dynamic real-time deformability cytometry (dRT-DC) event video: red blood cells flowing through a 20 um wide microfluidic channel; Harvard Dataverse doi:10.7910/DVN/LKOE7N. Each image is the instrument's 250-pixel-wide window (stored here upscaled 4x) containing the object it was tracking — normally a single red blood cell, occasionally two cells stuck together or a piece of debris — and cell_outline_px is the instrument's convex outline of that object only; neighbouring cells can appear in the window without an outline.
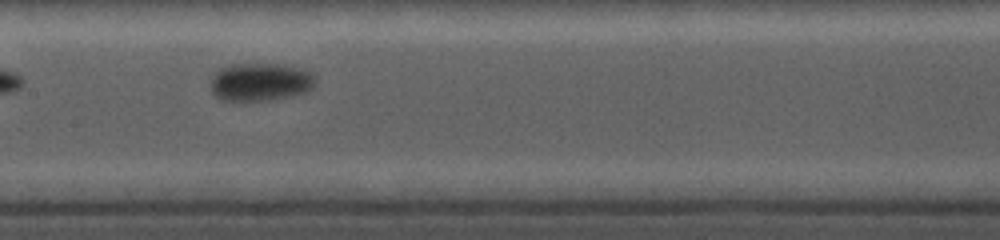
{"species": "common noctule bat (a hibernating species)", "species_latin": "Nyctalus noctula", "temperature_condition": "cold", "stored_images_in_passage": 25, "camera_frame_rate_fps": 5000, "um_per_image_px": 0.085, "animal": {"sex": "female", "body_mass_g": 19.0, "forearm_length_mm": 56.7}, "frame": {"image": 1, "passage_image": 15, "time_ms": 6.8, "image_size_px": [1000, 240], "cell_outline_px": [[316, 84], [312, 88], [304, 92], [292, 96], [272, 100], [224, 100], [216, 96], [212, 92], [212, 76], [220, 68], [232, 64], [284, 64], [300, 68], [308, 72], [316, 80]], "centroid_in_image_um": [22.14, 6.96], "position_along_channel_um": 185.3, "area_um2": 23.06}}
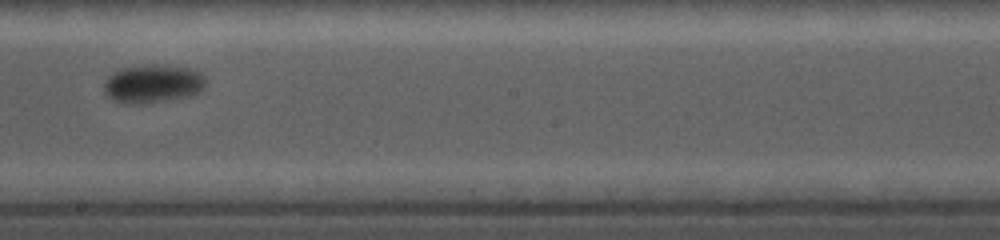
{"frame": {"image": 2, "passage_image": 18, "time_ms": 8.2, "image_size_px": [1000, 240], "cell_outline_px": [[204, 88], [200, 92], [192, 96], [144, 104], [124, 104], [112, 100], [104, 92], [104, 80], [112, 72], [120, 68], [140, 64], [156, 64], [196, 68], [204, 76]], "centroid_in_image_um": [12.98, 7.11], "position_along_channel_um": 235.2, "area_um2": 23.52}}
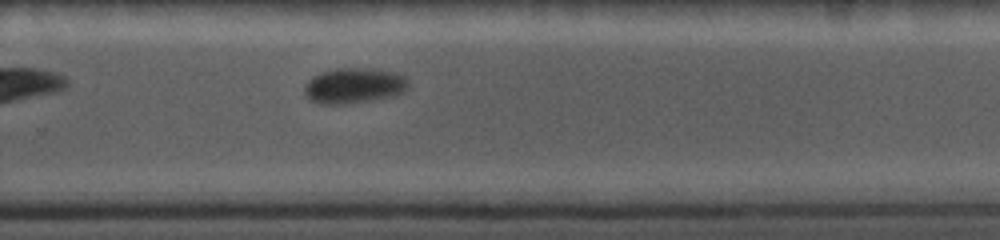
{"frame": {"image": 3, "passage_image": 22, "time_ms": 10.0, "image_size_px": [1000, 240], "cell_outline_px": [[408, 88], [404, 92], [396, 96], [348, 104], [320, 104], [304, 96], [304, 84], [312, 76], [320, 72], [336, 68], [364, 68], [396, 72], [404, 76], [408, 80]], "centroid_in_image_um": [30.08, 7.28], "position_along_channel_um": 299.7, "area_um2": 21.85}}